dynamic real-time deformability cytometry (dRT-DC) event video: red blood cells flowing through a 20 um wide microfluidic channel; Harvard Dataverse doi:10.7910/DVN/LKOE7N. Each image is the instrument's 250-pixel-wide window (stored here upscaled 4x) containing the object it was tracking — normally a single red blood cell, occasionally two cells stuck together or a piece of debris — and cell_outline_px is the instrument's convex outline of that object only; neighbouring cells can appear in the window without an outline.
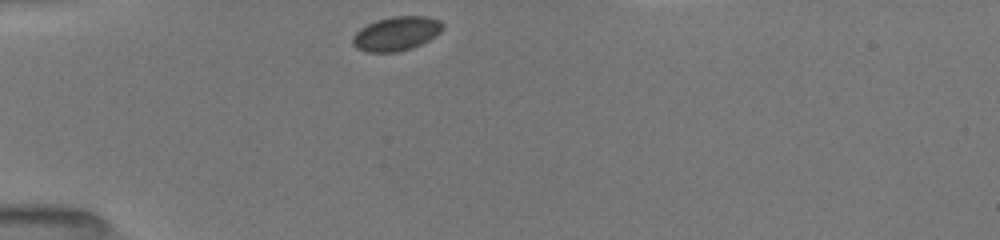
{"species": "common noctule bat (a hibernating species)", "species_latin": "Nyctalus noctula", "temperature_condition": "room temperature", "stored_images_in_passage": 20, "camera_frame_rate_fps": 3000, "um_per_image_px": 0.085, "animal": {"sex": "female", "body_mass_g": 19.5, "forearm_length_mm": 54.1}, "frame": {"image": 1, "passage_image": 1, "time_ms": 0.0, "image_size_px": [1000, 240], "cell_outline_px": [[444, 24], [440, 32], [436, 36], [412, 48], [396, 52], [368, 52], [356, 48], [352, 44], [352, 36], [360, 28], [376, 20], [392, 16], [428, 16], [440, 20]], "centroid_in_image_um": [33.68, 2.85], "position_along_channel_um": 51.3, "area_um2": 17.98}}
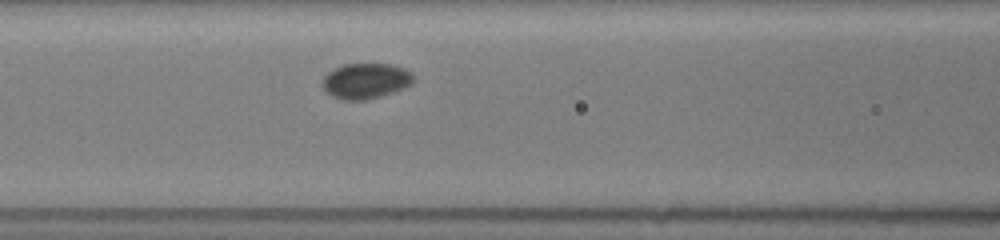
{"frame": {"image": 2, "passage_image": 8, "time_ms": 2.667, "image_size_px": [1000, 240], "cell_outline_px": [[412, 84], [404, 88], [380, 96], [364, 100], [344, 100], [332, 96], [320, 84], [324, 76], [328, 72], [344, 64], [392, 64], [404, 68], [412, 72]], "centroid_in_image_um": [31.08, 6.87], "position_along_channel_um": 135.5, "area_um2": 18.73}}
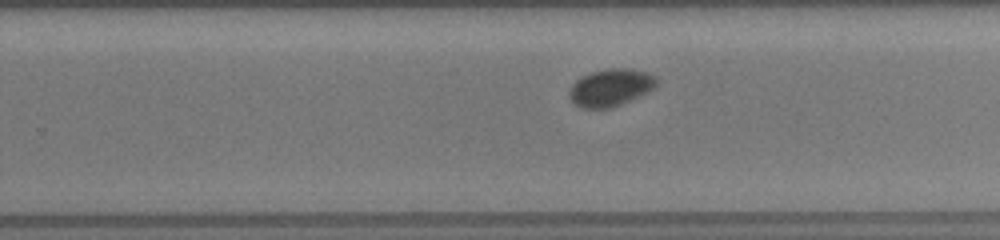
{"frame": {"image": 3, "passage_image": 18, "time_ms": 6.333, "image_size_px": [1000, 240], "cell_outline_px": [[656, 84], [648, 92], [612, 108], [580, 108], [568, 96], [568, 92], [572, 84], [576, 80], [592, 72], [608, 68], [628, 68], [648, 72], [656, 76]], "centroid_in_image_um": [51.89, 7.44], "position_along_channel_um": 277.9, "area_um2": 18.9}}